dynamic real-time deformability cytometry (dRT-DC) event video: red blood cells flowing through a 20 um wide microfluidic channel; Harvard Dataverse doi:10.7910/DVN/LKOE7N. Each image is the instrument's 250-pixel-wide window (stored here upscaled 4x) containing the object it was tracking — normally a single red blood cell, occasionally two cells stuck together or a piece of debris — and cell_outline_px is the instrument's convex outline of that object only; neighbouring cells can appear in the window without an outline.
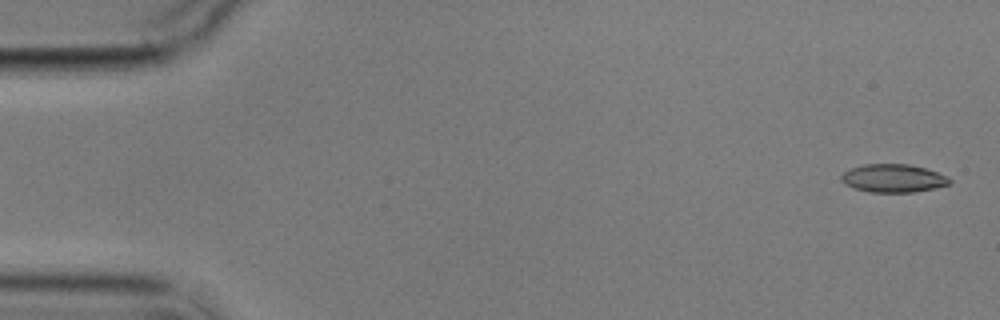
{"species": "common noctule bat (a hibernating species)", "species_latin": "Nyctalus noctula", "temperature_condition": "cold", "stored_images_in_passage": 10, "camera_frame_rate_fps": 3000, "um_per_image_px": 0.085, "animal": {"sex": "male", "body_mass_g": 17.9}, "frame": {"image": 1, "passage_image": 1, "time_ms": 0.0, "image_size_px": [1000, 320], "cell_outline_px": [[952, 184], [936, 188], [912, 192], [868, 192], [844, 184], [840, 180], [840, 176], [844, 172], [852, 168], [864, 164], [908, 164], [924, 168], [948, 176], [952, 180]], "centroid_in_image_um": [75.95, 15.16], "position_along_channel_um": 9.1, "area_um2": 17.8}}
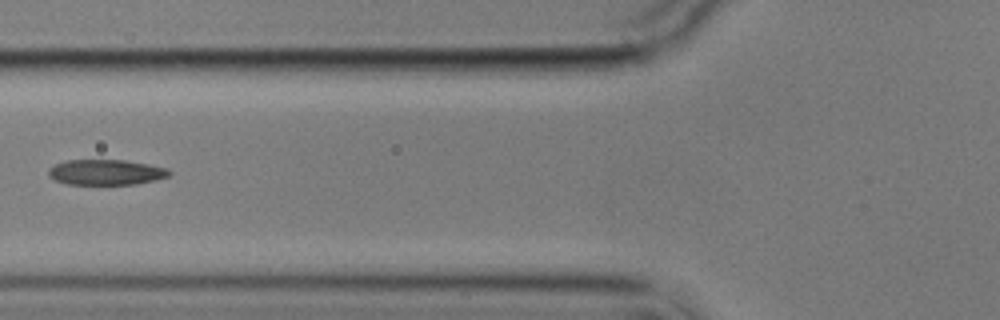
{"frame": {"image": 2, "passage_image": 6, "time_ms": 6.667, "image_size_px": [1000, 320], "cell_outline_px": [[172, 172], [168, 176], [156, 180], [136, 184], [68, 184], [56, 180], [48, 176], [48, 168], [56, 164], [68, 160], [124, 160], [148, 164], [168, 168]], "centroid_in_image_um": [9.02, 14.64], "position_along_channel_um": 116.8, "area_um2": 17.86}}
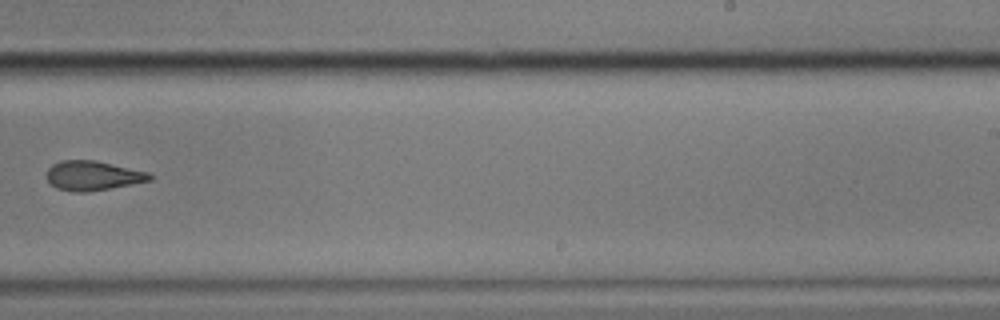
{"frame": {"image": 3, "passage_image": 10, "time_ms": 11.333, "image_size_px": [1000, 320], "cell_outline_px": [[152, 180], [108, 188], [84, 192], [72, 192], [56, 188], [48, 180], [48, 168], [52, 164], [60, 160], [96, 160], [148, 172], [152, 176]], "centroid_in_image_um": [7.87, 14.92], "position_along_channel_um": 281.1, "area_um2": 17.51}}